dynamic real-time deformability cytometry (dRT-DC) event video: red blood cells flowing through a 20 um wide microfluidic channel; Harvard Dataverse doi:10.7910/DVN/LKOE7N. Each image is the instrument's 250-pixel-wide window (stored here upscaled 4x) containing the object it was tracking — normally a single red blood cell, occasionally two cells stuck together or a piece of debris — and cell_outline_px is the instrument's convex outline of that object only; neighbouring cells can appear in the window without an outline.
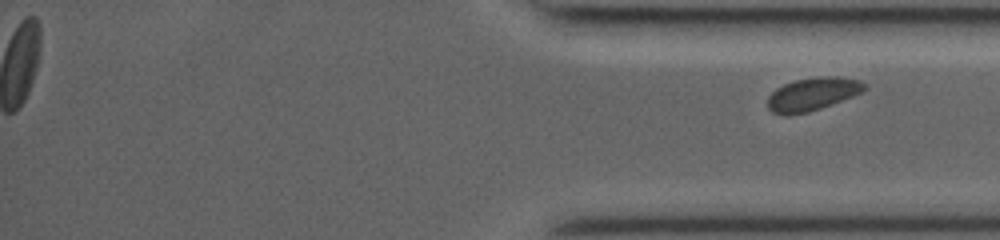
{"species": "common noctule bat (a hibernating species)", "species_latin": "Nyctalus noctula", "temperature_condition": "room temperature", "stored_images_in_passage": 59, "segment_of_instrument_passage": [2, 2], "camera_frame_rate_fps": 3000, "um_per_image_px": 0.085, "animal": {"sex": "female", "body_mass_g": 19.0, "forearm_length_mm": 53.3}, "frame": {"image": 1, "passage_image": 59, "time_ms": 14.667, "image_size_px": [1000, 240], "cell_outline_px": [[868, 88], [852, 96], [832, 104], [808, 112], [788, 116], [784, 116], [772, 112], [768, 108], [768, 96], [776, 88], [784, 84], [796, 80], [824, 76], [836, 76], [860, 80], [868, 84]], "centroid_in_image_um": [69.06, 8.0], "position_along_channel_um": 366.1, "area_um2": 18.67}}